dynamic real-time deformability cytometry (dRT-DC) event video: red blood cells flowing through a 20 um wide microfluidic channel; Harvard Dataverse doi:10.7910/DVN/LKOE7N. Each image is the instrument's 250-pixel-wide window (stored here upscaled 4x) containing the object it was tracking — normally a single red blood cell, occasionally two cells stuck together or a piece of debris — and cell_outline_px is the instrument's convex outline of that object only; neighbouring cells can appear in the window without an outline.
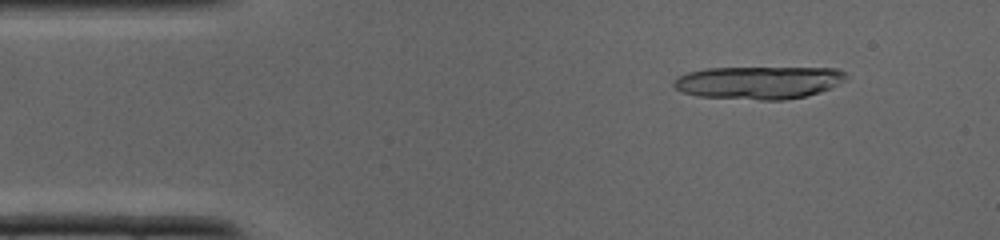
{"species": "common noctule bat (a hibernating species)", "species_latin": "Nyctalus noctula", "temperature_condition": "cold", "stored_images_in_passage": 11, "camera_frame_rate_fps": 3000, "um_per_image_px": 0.085, "animal": {"sex": "male", "body_mass_g": 19.0, "forearm_length_mm": 50.8}, "frame": {"image": 1, "passage_image": 4, "time_ms": 1.0, "image_size_px": [1000, 240], "cell_outline_px": [[848, 76], [844, 80], [828, 88], [804, 96], [784, 100], [760, 100], [700, 96], [684, 92], [676, 88], [672, 84], [680, 76], [688, 72], [704, 68], [836, 68], [844, 72]], "centroid_in_image_um": [64.47, 7.01], "position_along_channel_um": 20.5, "area_um2": 32.43}}